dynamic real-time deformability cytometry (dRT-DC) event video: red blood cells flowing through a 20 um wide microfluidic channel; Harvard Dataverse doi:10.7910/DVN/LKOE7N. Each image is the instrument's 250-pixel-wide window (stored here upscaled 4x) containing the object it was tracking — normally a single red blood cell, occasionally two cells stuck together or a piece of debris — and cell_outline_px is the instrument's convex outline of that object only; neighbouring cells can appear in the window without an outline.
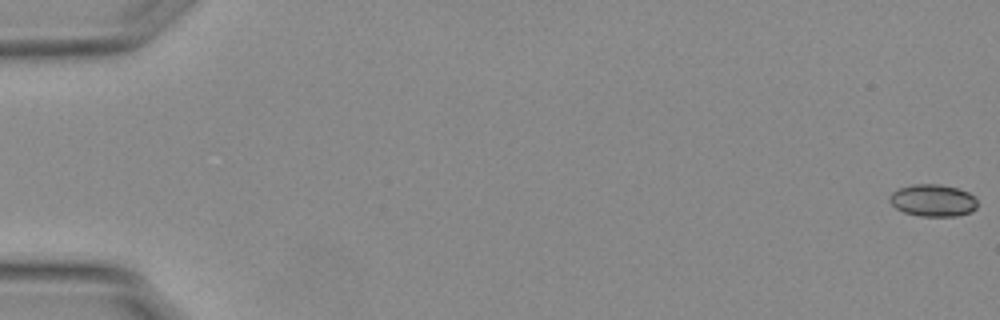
{"species": "Egyptian fruit bat (a non-hibernating species)", "species_latin": "Rousettus aegyptiacus", "temperature_condition": "warm", "stored_images_in_passage": 57, "segment_of_instrument_passage": [1, 2], "camera_frame_rate_fps": 3000, "um_per_image_px": 0.085, "animal": {"sex": "female"}, "frame": {"image": 1, "passage_image": 1, "time_ms": 0.0, "image_size_px": [1000, 320], "cell_outline_px": [[976, 208], [972, 212], [956, 216], [920, 216], [904, 212], [896, 208], [888, 200], [892, 192], [900, 188], [912, 184], [940, 184], [956, 188], [968, 192], [976, 200]], "centroid_in_image_um": [79.29, 17.04], "position_along_channel_um": 5.7, "area_um2": 16.36}}
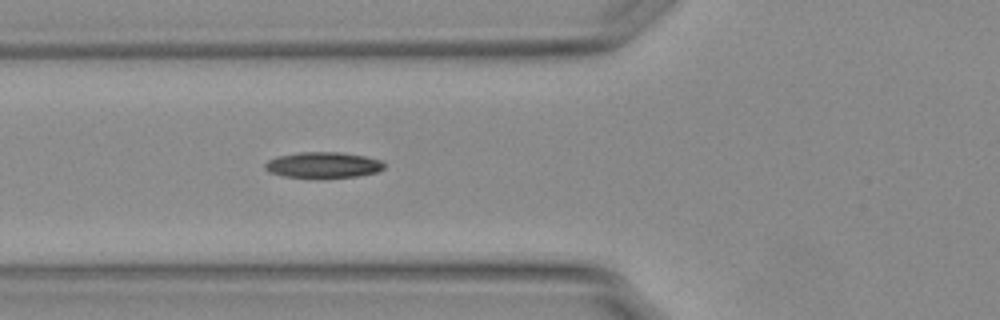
{"frame": {"image": 2, "passage_image": 22, "time_ms": 7.0, "image_size_px": [1000, 320], "cell_outline_px": [[384, 168], [376, 172], [356, 176], [320, 180], [284, 176], [268, 172], [264, 168], [264, 164], [268, 160], [276, 156], [300, 152], [340, 152], [364, 156], [380, 160], [384, 164]], "centroid_in_image_um": [27.41, 14.05], "position_along_channel_um": 98.4, "area_um2": 18.5}}
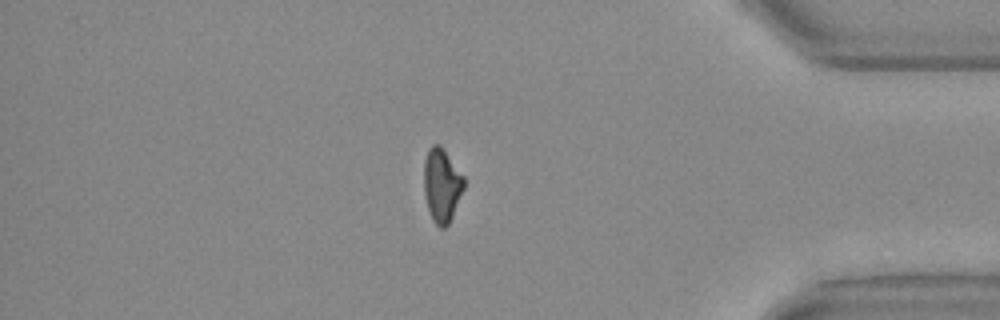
{"frame": {"image": 3, "passage_image": 48, "time_ms": 15.667, "image_size_px": [1000, 320], "cell_outline_px": [[464, 188], [452, 216], [448, 224], [444, 228], [440, 228], [432, 220], [428, 208], [424, 192], [424, 160], [428, 148], [432, 144], [440, 144], [464, 176]], "centroid_in_image_um": [37.54, 15.71], "position_along_channel_um": 397.7, "area_um2": 17.17}}